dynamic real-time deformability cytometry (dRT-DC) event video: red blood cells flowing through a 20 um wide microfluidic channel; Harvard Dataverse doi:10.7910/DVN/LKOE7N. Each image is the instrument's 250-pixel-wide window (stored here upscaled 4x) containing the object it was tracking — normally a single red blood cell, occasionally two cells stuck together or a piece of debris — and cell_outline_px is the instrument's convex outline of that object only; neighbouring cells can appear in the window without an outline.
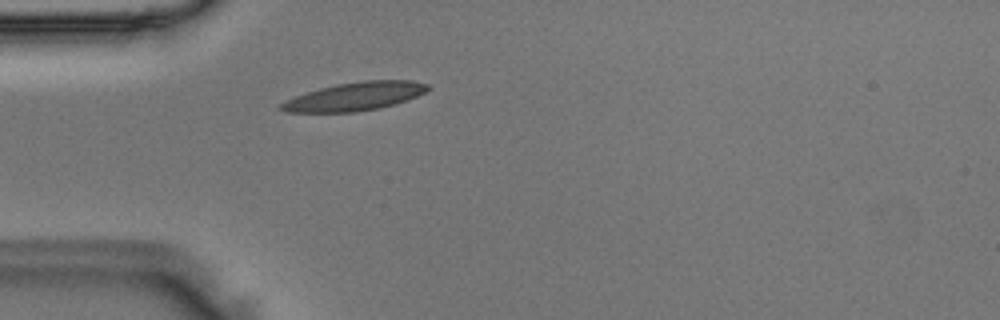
{"species": "Egyptian fruit bat (a non-hibernating species)", "species_latin": "Rousettus aegyptiacus", "temperature_condition": "room temperature", "stored_images_in_passage": 41, "camera_frame_rate_fps": 3000, "um_per_image_px": 0.085, "animal": {"sex": "male"}, "frame": {"image": 1, "passage_image": 5, "time_ms": 1.333, "image_size_px": [1000, 320], "cell_outline_px": [[432, 88], [416, 96], [396, 104], [356, 112], [288, 112], [276, 108], [280, 104], [296, 96], [320, 88], [336, 84], [364, 80], [412, 80], [428, 84]], "centroid_in_image_um": [30.19, 8.19], "position_along_channel_um": 54.8, "area_um2": 24.04}}
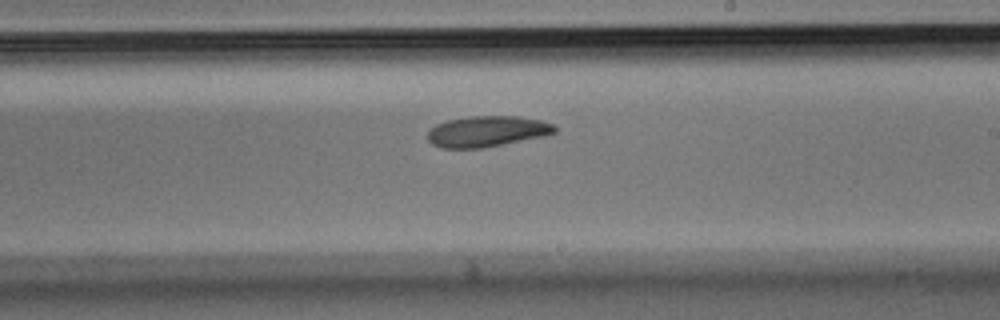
{"frame": {"image": 2, "passage_image": 20, "time_ms": 6.333, "image_size_px": [1000, 320], "cell_outline_px": [[556, 132], [544, 136], [480, 148], [440, 148], [432, 144], [428, 140], [428, 132], [436, 124], [448, 120], [472, 116], [520, 116], [540, 120], [552, 124], [556, 128]], "centroid_in_image_um": [41.38, 11.16], "position_along_channel_um": 247.6, "area_um2": 22.66}}
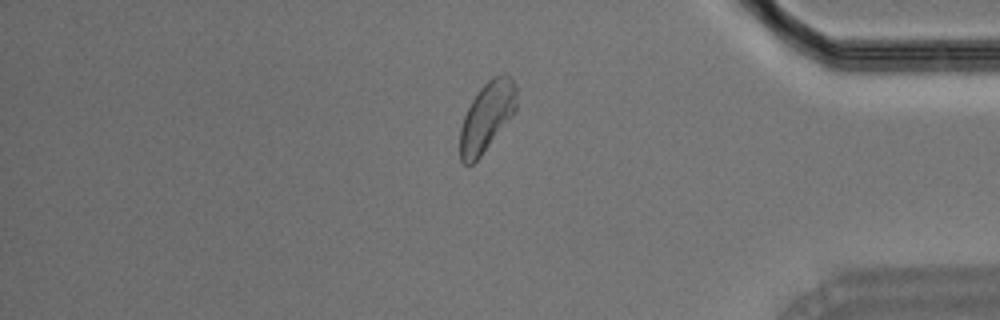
{"frame": {"image": 3, "passage_image": 33, "time_ms": 10.667, "image_size_px": [1000, 320], "cell_outline_px": [[516, 112], [480, 156], [472, 164], [464, 164], [460, 160], [460, 128], [464, 116], [472, 100], [480, 88], [492, 76], [504, 72], [508, 72], [516, 84]], "centroid_in_image_um": [41.41, 9.87], "position_along_channel_um": 393.8, "area_um2": 22.95}}